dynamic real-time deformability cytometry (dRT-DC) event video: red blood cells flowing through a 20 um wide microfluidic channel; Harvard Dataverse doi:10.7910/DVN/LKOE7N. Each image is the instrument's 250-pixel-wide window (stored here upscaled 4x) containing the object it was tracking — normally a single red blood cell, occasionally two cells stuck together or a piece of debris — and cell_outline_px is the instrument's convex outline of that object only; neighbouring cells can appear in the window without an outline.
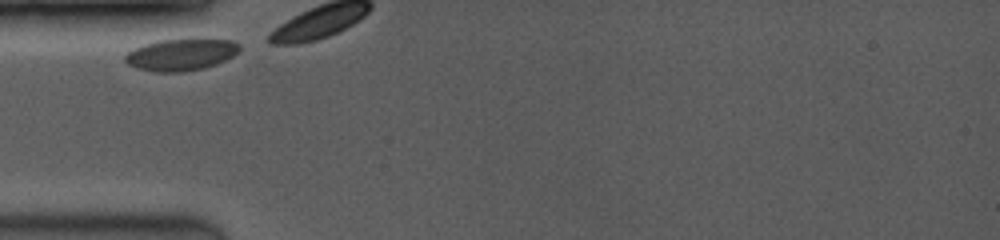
{"species": "common noctule bat (a hibernating species)", "species_latin": "Nyctalus noctula", "temperature_condition": "room temperature", "stored_images_in_passage": 3, "camera_frame_rate_fps": 3500, "um_per_image_px": 0.085, "animal": {"sex": "female", "body_mass_g": 19.0, "forearm_length_mm": 53.3}, "frame": {"image": 1, "passage_image": 1, "time_ms": 0.0, "image_size_px": [1000, 240], "cell_outline_px": [[240, 52], [216, 64], [204, 68], [184, 72], [152, 72], [136, 68], [128, 64], [124, 60], [124, 56], [128, 52], [144, 44], [160, 40], [232, 40], [240, 44]], "centroid_in_image_um": [15.37, 4.67], "position_along_channel_um": 69.6, "area_um2": 21.04}}